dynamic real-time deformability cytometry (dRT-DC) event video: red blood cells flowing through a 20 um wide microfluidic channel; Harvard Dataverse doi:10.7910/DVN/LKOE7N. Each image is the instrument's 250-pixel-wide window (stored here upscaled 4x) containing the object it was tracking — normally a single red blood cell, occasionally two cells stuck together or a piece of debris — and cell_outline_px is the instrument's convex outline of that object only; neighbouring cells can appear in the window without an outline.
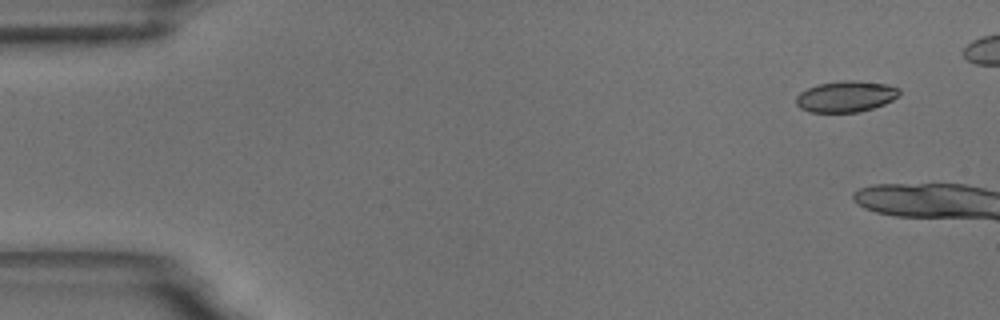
{"species": "common noctule bat (a hibernating species)", "species_latin": "Nyctalus noctula", "temperature_condition": "room temperature", "stored_images_in_passage": 7, "camera_frame_rate_fps": 3000, "um_per_image_px": 0.085, "animal": {"sex": "male", "body_mass_g": 18.8}, "frame": {"image": 1, "passage_image": 1, "time_ms": 0.0, "image_size_px": [1000, 320], "cell_outline_px": [[900, 96], [884, 104], [860, 112], [808, 112], [800, 108], [796, 104], [796, 96], [800, 92], [816, 84], [840, 80], [856, 80], [884, 84], [900, 88]], "centroid_in_image_um": [71.89, 8.19], "position_along_channel_um": 13.1, "area_um2": 18.9}}